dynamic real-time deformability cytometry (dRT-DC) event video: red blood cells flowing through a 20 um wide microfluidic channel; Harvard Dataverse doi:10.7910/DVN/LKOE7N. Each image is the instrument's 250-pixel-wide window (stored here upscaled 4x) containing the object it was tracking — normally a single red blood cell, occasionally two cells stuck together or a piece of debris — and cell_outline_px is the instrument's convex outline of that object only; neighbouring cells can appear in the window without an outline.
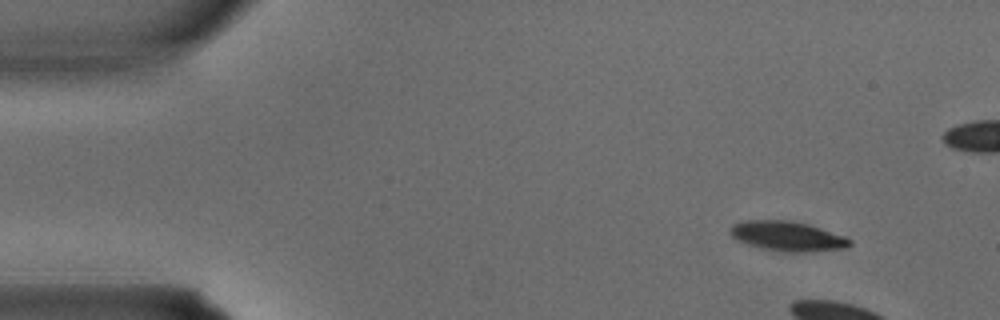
{"species": "common noctule bat (a hibernating species)", "species_latin": "Nyctalus noctula", "temperature_condition": "warm", "stored_images_in_passage": 5, "segment_of_instrument_passage": [2, 2], "camera_frame_rate_fps": 3000, "um_per_image_px": 0.085, "animal": {"sex": "male", "body_mass_g": 15.6}, "frame": {"image": 1, "passage_image": 5, "time_ms": 1.333, "image_size_px": [1000, 320], "cell_outline_px": [[852, 244], [848, 248], [796, 252], [788, 252], [764, 248], [748, 244], [732, 236], [728, 232], [728, 228], [732, 224], [744, 220], [792, 220], [808, 224], [844, 236], [852, 240]], "centroid_in_image_um": [66.92, 20.05], "position_along_channel_um": 18.1, "area_um2": 20.58}}